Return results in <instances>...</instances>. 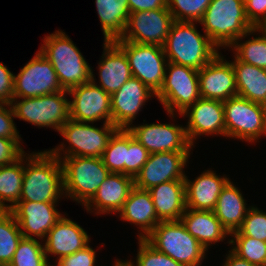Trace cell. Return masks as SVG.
<instances>
[{"label":"cell","mask_w":266,"mask_h":266,"mask_svg":"<svg viewBox=\"0 0 266 266\" xmlns=\"http://www.w3.org/2000/svg\"><path fill=\"white\" fill-rule=\"evenodd\" d=\"M118 214L123 222L139 226L138 239H145L161 222L157 217L150 192L135 186Z\"/></svg>","instance_id":"d4e9b609"},{"label":"cell","mask_w":266,"mask_h":266,"mask_svg":"<svg viewBox=\"0 0 266 266\" xmlns=\"http://www.w3.org/2000/svg\"><path fill=\"white\" fill-rule=\"evenodd\" d=\"M136 263L126 260V266H185L152 247L145 239H138Z\"/></svg>","instance_id":"74e56055"},{"label":"cell","mask_w":266,"mask_h":266,"mask_svg":"<svg viewBox=\"0 0 266 266\" xmlns=\"http://www.w3.org/2000/svg\"><path fill=\"white\" fill-rule=\"evenodd\" d=\"M66 95L68 91L64 90L34 98H17L12 100L11 106L15 118L59 132L70 119V100Z\"/></svg>","instance_id":"9c48e42d"},{"label":"cell","mask_w":266,"mask_h":266,"mask_svg":"<svg viewBox=\"0 0 266 266\" xmlns=\"http://www.w3.org/2000/svg\"><path fill=\"white\" fill-rule=\"evenodd\" d=\"M58 202L19 201L10 212L25 238L45 240L48 232L63 216L57 211Z\"/></svg>","instance_id":"e0dca14e"},{"label":"cell","mask_w":266,"mask_h":266,"mask_svg":"<svg viewBox=\"0 0 266 266\" xmlns=\"http://www.w3.org/2000/svg\"><path fill=\"white\" fill-rule=\"evenodd\" d=\"M14 75L0 62V103L11 104L14 94Z\"/></svg>","instance_id":"f6af8a7d"},{"label":"cell","mask_w":266,"mask_h":266,"mask_svg":"<svg viewBox=\"0 0 266 266\" xmlns=\"http://www.w3.org/2000/svg\"><path fill=\"white\" fill-rule=\"evenodd\" d=\"M55 261L57 266H96V251L87 245L82 250Z\"/></svg>","instance_id":"b9f144b4"},{"label":"cell","mask_w":266,"mask_h":266,"mask_svg":"<svg viewBox=\"0 0 266 266\" xmlns=\"http://www.w3.org/2000/svg\"><path fill=\"white\" fill-rule=\"evenodd\" d=\"M8 108V109H7ZM14 111L11 104L0 103V137L22 139L14 123Z\"/></svg>","instance_id":"7bdbcfd3"},{"label":"cell","mask_w":266,"mask_h":266,"mask_svg":"<svg viewBox=\"0 0 266 266\" xmlns=\"http://www.w3.org/2000/svg\"><path fill=\"white\" fill-rule=\"evenodd\" d=\"M190 152H161L150 154L140 172L134 178V186L148 190L172 180H184Z\"/></svg>","instance_id":"2e32d148"},{"label":"cell","mask_w":266,"mask_h":266,"mask_svg":"<svg viewBox=\"0 0 266 266\" xmlns=\"http://www.w3.org/2000/svg\"><path fill=\"white\" fill-rule=\"evenodd\" d=\"M126 54L132 77L157 94L162 87L168 60L162 46L114 41Z\"/></svg>","instance_id":"8fae6325"},{"label":"cell","mask_w":266,"mask_h":266,"mask_svg":"<svg viewBox=\"0 0 266 266\" xmlns=\"http://www.w3.org/2000/svg\"><path fill=\"white\" fill-rule=\"evenodd\" d=\"M250 206L241 227L230 235H245L266 242V212Z\"/></svg>","instance_id":"f35d334b"},{"label":"cell","mask_w":266,"mask_h":266,"mask_svg":"<svg viewBox=\"0 0 266 266\" xmlns=\"http://www.w3.org/2000/svg\"><path fill=\"white\" fill-rule=\"evenodd\" d=\"M128 151V129H118L110 138L101 156L110 173L126 174V156Z\"/></svg>","instance_id":"836d02e7"},{"label":"cell","mask_w":266,"mask_h":266,"mask_svg":"<svg viewBox=\"0 0 266 266\" xmlns=\"http://www.w3.org/2000/svg\"><path fill=\"white\" fill-rule=\"evenodd\" d=\"M231 251L256 266H266V242L245 235H230Z\"/></svg>","instance_id":"e575fe53"},{"label":"cell","mask_w":266,"mask_h":266,"mask_svg":"<svg viewBox=\"0 0 266 266\" xmlns=\"http://www.w3.org/2000/svg\"><path fill=\"white\" fill-rule=\"evenodd\" d=\"M9 266H55L50 265L44 245L39 240L22 237Z\"/></svg>","instance_id":"d590c367"},{"label":"cell","mask_w":266,"mask_h":266,"mask_svg":"<svg viewBox=\"0 0 266 266\" xmlns=\"http://www.w3.org/2000/svg\"><path fill=\"white\" fill-rule=\"evenodd\" d=\"M255 32H259L257 33L259 36L254 38ZM249 35H252V39L241 42L243 38ZM229 48L235 52L234 56L239 61L266 70V33L261 27L254 28L247 34L239 37Z\"/></svg>","instance_id":"1f68e13d"},{"label":"cell","mask_w":266,"mask_h":266,"mask_svg":"<svg viewBox=\"0 0 266 266\" xmlns=\"http://www.w3.org/2000/svg\"><path fill=\"white\" fill-rule=\"evenodd\" d=\"M186 208L195 210L215 209L217 199L229 181L226 175L219 176L213 170H205L193 181L185 175Z\"/></svg>","instance_id":"603a6c76"},{"label":"cell","mask_w":266,"mask_h":266,"mask_svg":"<svg viewBox=\"0 0 266 266\" xmlns=\"http://www.w3.org/2000/svg\"><path fill=\"white\" fill-rule=\"evenodd\" d=\"M128 8L130 13L167 8V0H128Z\"/></svg>","instance_id":"bcb514c9"},{"label":"cell","mask_w":266,"mask_h":266,"mask_svg":"<svg viewBox=\"0 0 266 266\" xmlns=\"http://www.w3.org/2000/svg\"><path fill=\"white\" fill-rule=\"evenodd\" d=\"M264 108H265V116H266V103L264 104Z\"/></svg>","instance_id":"f907efd6"},{"label":"cell","mask_w":266,"mask_h":266,"mask_svg":"<svg viewBox=\"0 0 266 266\" xmlns=\"http://www.w3.org/2000/svg\"><path fill=\"white\" fill-rule=\"evenodd\" d=\"M180 221L207 251L212 244L230 236L213 211L186 208Z\"/></svg>","instance_id":"4316f807"},{"label":"cell","mask_w":266,"mask_h":266,"mask_svg":"<svg viewBox=\"0 0 266 266\" xmlns=\"http://www.w3.org/2000/svg\"><path fill=\"white\" fill-rule=\"evenodd\" d=\"M226 137L254 143L266 136L264 105L240 96L223 101Z\"/></svg>","instance_id":"30bf717a"},{"label":"cell","mask_w":266,"mask_h":266,"mask_svg":"<svg viewBox=\"0 0 266 266\" xmlns=\"http://www.w3.org/2000/svg\"><path fill=\"white\" fill-rule=\"evenodd\" d=\"M134 187V178L121 173H110L94 196L83 206L95 214H117Z\"/></svg>","instance_id":"44dd1931"},{"label":"cell","mask_w":266,"mask_h":266,"mask_svg":"<svg viewBox=\"0 0 266 266\" xmlns=\"http://www.w3.org/2000/svg\"><path fill=\"white\" fill-rule=\"evenodd\" d=\"M63 196L61 161L49 150L25 153L24 175L19 201L58 202Z\"/></svg>","instance_id":"6da1fadb"},{"label":"cell","mask_w":266,"mask_h":266,"mask_svg":"<svg viewBox=\"0 0 266 266\" xmlns=\"http://www.w3.org/2000/svg\"><path fill=\"white\" fill-rule=\"evenodd\" d=\"M95 4L104 42L121 39L130 14L128 0H95Z\"/></svg>","instance_id":"f546056e"},{"label":"cell","mask_w":266,"mask_h":266,"mask_svg":"<svg viewBox=\"0 0 266 266\" xmlns=\"http://www.w3.org/2000/svg\"><path fill=\"white\" fill-rule=\"evenodd\" d=\"M233 57L234 61L231 62L235 72L237 95L264 105L266 103V70Z\"/></svg>","instance_id":"f1b7e54d"},{"label":"cell","mask_w":266,"mask_h":266,"mask_svg":"<svg viewBox=\"0 0 266 266\" xmlns=\"http://www.w3.org/2000/svg\"><path fill=\"white\" fill-rule=\"evenodd\" d=\"M199 92L203 99L226 101L237 96L235 72L232 62L219 52L198 70Z\"/></svg>","instance_id":"d6986e66"},{"label":"cell","mask_w":266,"mask_h":266,"mask_svg":"<svg viewBox=\"0 0 266 266\" xmlns=\"http://www.w3.org/2000/svg\"><path fill=\"white\" fill-rule=\"evenodd\" d=\"M154 96L139 79L131 77L111 95L112 124L118 129H128L147 100Z\"/></svg>","instance_id":"ffe728a7"},{"label":"cell","mask_w":266,"mask_h":266,"mask_svg":"<svg viewBox=\"0 0 266 266\" xmlns=\"http://www.w3.org/2000/svg\"><path fill=\"white\" fill-rule=\"evenodd\" d=\"M94 77L91 70V81L68 90L73 98L69 101L70 119L92 125L100 120L112 123L111 95L97 85Z\"/></svg>","instance_id":"7c38bea8"},{"label":"cell","mask_w":266,"mask_h":266,"mask_svg":"<svg viewBox=\"0 0 266 266\" xmlns=\"http://www.w3.org/2000/svg\"><path fill=\"white\" fill-rule=\"evenodd\" d=\"M43 42L39 51L51 62L64 90L91 81L92 68L65 32L56 30L45 36Z\"/></svg>","instance_id":"3957f363"},{"label":"cell","mask_w":266,"mask_h":266,"mask_svg":"<svg viewBox=\"0 0 266 266\" xmlns=\"http://www.w3.org/2000/svg\"><path fill=\"white\" fill-rule=\"evenodd\" d=\"M246 202L241 190L229 180L223 187L213 210L215 216L229 234L241 227L250 208V206L247 207Z\"/></svg>","instance_id":"83f0119b"},{"label":"cell","mask_w":266,"mask_h":266,"mask_svg":"<svg viewBox=\"0 0 266 266\" xmlns=\"http://www.w3.org/2000/svg\"><path fill=\"white\" fill-rule=\"evenodd\" d=\"M113 266H126L125 260L123 261L121 259H116Z\"/></svg>","instance_id":"c3c4849f"},{"label":"cell","mask_w":266,"mask_h":266,"mask_svg":"<svg viewBox=\"0 0 266 266\" xmlns=\"http://www.w3.org/2000/svg\"><path fill=\"white\" fill-rule=\"evenodd\" d=\"M245 13L249 22L255 27L266 23V0H245Z\"/></svg>","instance_id":"ee69618b"},{"label":"cell","mask_w":266,"mask_h":266,"mask_svg":"<svg viewBox=\"0 0 266 266\" xmlns=\"http://www.w3.org/2000/svg\"><path fill=\"white\" fill-rule=\"evenodd\" d=\"M103 45V54L98 63V86L112 95L132 77V74L125 52L114 41L103 42Z\"/></svg>","instance_id":"cb8c5ba5"},{"label":"cell","mask_w":266,"mask_h":266,"mask_svg":"<svg viewBox=\"0 0 266 266\" xmlns=\"http://www.w3.org/2000/svg\"><path fill=\"white\" fill-rule=\"evenodd\" d=\"M145 240L185 266H201L207 250L178 221H161Z\"/></svg>","instance_id":"8992f818"},{"label":"cell","mask_w":266,"mask_h":266,"mask_svg":"<svg viewBox=\"0 0 266 266\" xmlns=\"http://www.w3.org/2000/svg\"><path fill=\"white\" fill-rule=\"evenodd\" d=\"M228 254H226L225 262L222 266H256L246 261L245 259L240 258L231 250H228Z\"/></svg>","instance_id":"7dc6e473"},{"label":"cell","mask_w":266,"mask_h":266,"mask_svg":"<svg viewBox=\"0 0 266 266\" xmlns=\"http://www.w3.org/2000/svg\"><path fill=\"white\" fill-rule=\"evenodd\" d=\"M64 196L84 206L110 174L101 157L73 156L60 159Z\"/></svg>","instance_id":"5b68a950"},{"label":"cell","mask_w":266,"mask_h":266,"mask_svg":"<svg viewBox=\"0 0 266 266\" xmlns=\"http://www.w3.org/2000/svg\"><path fill=\"white\" fill-rule=\"evenodd\" d=\"M117 130L118 128L112 123L103 122V126L99 128L90 123L69 119L59 131L69 145L65 148L67 143H61L49 151L59 160L73 156L101 157L110 138Z\"/></svg>","instance_id":"52a82bcc"},{"label":"cell","mask_w":266,"mask_h":266,"mask_svg":"<svg viewBox=\"0 0 266 266\" xmlns=\"http://www.w3.org/2000/svg\"><path fill=\"white\" fill-rule=\"evenodd\" d=\"M24 161L25 154L12 164L0 166V210L10 211L19 202Z\"/></svg>","instance_id":"4dcf8cb0"},{"label":"cell","mask_w":266,"mask_h":266,"mask_svg":"<svg viewBox=\"0 0 266 266\" xmlns=\"http://www.w3.org/2000/svg\"><path fill=\"white\" fill-rule=\"evenodd\" d=\"M195 23L174 21L163 45L168 62L200 70L219 53L209 37L197 30Z\"/></svg>","instance_id":"7a4b0ae2"},{"label":"cell","mask_w":266,"mask_h":266,"mask_svg":"<svg viewBox=\"0 0 266 266\" xmlns=\"http://www.w3.org/2000/svg\"><path fill=\"white\" fill-rule=\"evenodd\" d=\"M150 153L128 131V151L126 156V175L133 178L149 159Z\"/></svg>","instance_id":"ab89813d"},{"label":"cell","mask_w":266,"mask_h":266,"mask_svg":"<svg viewBox=\"0 0 266 266\" xmlns=\"http://www.w3.org/2000/svg\"><path fill=\"white\" fill-rule=\"evenodd\" d=\"M212 0H167V7L175 21L199 23Z\"/></svg>","instance_id":"8d00e7d4"},{"label":"cell","mask_w":266,"mask_h":266,"mask_svg":"<svg viewBox=\"0 0 266 266\" xmlns=\"http://www.w3.org/2000/svg\"><path fill=\"white\" fill-rule=\"evenodd\" d=\"M20 141L0 137V166L12 164L26 153Z\"/></svg>","instance_id":"60d3db41"},{"label":"cell","mask_w":266,"mask_h":266,"mask_svg":"<svg viewBox=\"0 0 266 266\" xmlns=\"http://www.w3.org/2000/svg\"><path fill=\"white\" fill-rule=\"evenodd\" d=\"M155 97L172 119L177 112L181 115L201 98L198 70L168 62L162 87Z\"/></svg>","instance_id":"ba28073f"},{"label":"cell","mask_w":266,"mask_h":266,"mask_svg":"<svg viewBox=\"0 0 266 266\" xmlns=\"http://www.w3.org/2000/svg\"><path fill=\"white\" fill-rule=\"evenodd\" d=\"M263 30H264V32L266 33V23L261 27Z\"/></svg>","instance_id":"681fc988"},{"label":"cell","mask_w":266,"mask_h":266,"mask_svg":"<svg viewBox=\"0 0 266 266\" xmlns=\"http://www.w3.org/2000/svg\"><path fill=\"white\" fill-rule=\"evenodd\" d=\"M23 235L9 211L0 210V263L9 266Z\"/></svg>","instance_id":"d6a6232c"},{"label":"cell","mask_w":266,"mask_h":266,"mask_svg":"<svg viewBox=\"0 0 266 266\" xmlns=\"http://www.w3.org/2000/svg\"><path fill=\"white\" fill-rule=\"evenodd\" d=\"M128 131L150 153L190 152V144L186 128L168 123L133 124Z\"/></svg>","instance_id":"9a60e30c"},{"label":"cell","mask_w":266,"mask_h":266,"mask_svg":"<svg viewBox=\"0 0 266 266\" xmlns=\"http://www.w3.org/2000/svg\"><path fill=\"white\" fill-rule=\"evenodd\" d=\"M64 91L51 62L40 51L14 75L13 99L34 98Z\"/></svg>","instance_id":"4fadbf2b"},{"label":"cell","mask_w":266,"mask_h":266,"mask_svg":"<svg viewBox=\"0 0 266 266\" xmlns=\"http://www.w3.org/2000/svg\"><path fill=\"white\" fill-rule=\"evenodd\" d=\"M174 21L168 7L131 12L123 36L115 41H129L163 47Z\"/></svg>","instance_id":"5bb4252c"},{"label":"cell","mask_w":266,"mask_h":266,"mask_svg":"<svg viewBox=\"0 0 266 266\" xmlns=\"http://www.w3.org/2000/svg\"><path fill=\"white\" fill-rule=\"evenodd\" d=\"M185 115L188 117L186 134L193 147L194 140L202 135L226 137L223 101L200 98L180 116Z\"/></svg>","instance_id":"ac0fdd59"},{"label":"cell","mask_w":266,"mask_h":266,"mask_svg":"<svg viewBox=\"0 0 266 266\" xmlns=\"http://www.w3.org/2000/svg\"><path fill=\"white\" fill-rule=\"evenodd\" d=\"M199 24L218 49L229 48L255 28L246 17L244 0H212Z\"/></svg>","instance_id":"277c9868"},{"label":"cell","mask_w":266,"mask_h":266,"mask_svg":"<svg viewBox=\"0 0 266 266\" xmlns=\"http://www.w3.org/2000/svg\"><path fill=\"white\" fill-rule=\"evenodd\" d=\"M44 241V250L48 261L50 255L57 256L56 259L59 260L90 245V237L87 232L78 223L64 215L48 232Z\"/></svg>","instance_id":"7402d4cb"},{"label":"cell","mask_w":266,"mask_h":266,"mask_svg":"<svg viewBox=\"0 0 266 266\" xmlns=\"http://www.w3.org/2000/svg\"><path fill=\"white\" fill-rule=\"evenodd\" d=\"M151 194L160 221H178L186 210L185 180H172L153 186Z\"/></svg>","instance_id":"484cf974"}]
</instances>
